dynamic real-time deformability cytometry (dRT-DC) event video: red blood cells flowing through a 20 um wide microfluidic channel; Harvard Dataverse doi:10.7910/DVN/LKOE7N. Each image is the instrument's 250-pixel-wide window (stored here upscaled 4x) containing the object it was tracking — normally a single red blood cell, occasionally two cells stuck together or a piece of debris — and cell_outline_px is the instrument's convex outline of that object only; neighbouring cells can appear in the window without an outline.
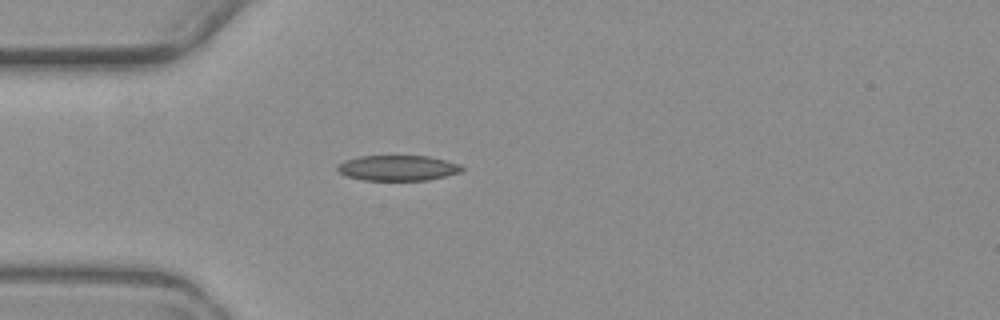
{"species": "common noctule bat (a hibernating species)", "species_latin": "Nyctalus noctula", "temperature_condition": "warm", "stored_images_in_passage": 5, "camera_frame_rate_fps": 3000, "um_per_image_px": 0.085, "animal": {"sex": "female", "body_mass_g": 19.3, "forearm_length_mm": 54.1}, "frame": {"image": 1, "passage_image": 4, "time_ms": 3.667, "image_size_px": [1000, 320], "cell_outline_px": [[464, 168], [460, 172], [428, 180], [364, 180], [344, 176], [336, 168], [336, 164], [344, 160], [360, 156], [428, 156], [460, 164]], "centroid_in_image_um": [33.76, 14.28], "position_along_channel_um": 51.2, "area_um2": 18.44}}